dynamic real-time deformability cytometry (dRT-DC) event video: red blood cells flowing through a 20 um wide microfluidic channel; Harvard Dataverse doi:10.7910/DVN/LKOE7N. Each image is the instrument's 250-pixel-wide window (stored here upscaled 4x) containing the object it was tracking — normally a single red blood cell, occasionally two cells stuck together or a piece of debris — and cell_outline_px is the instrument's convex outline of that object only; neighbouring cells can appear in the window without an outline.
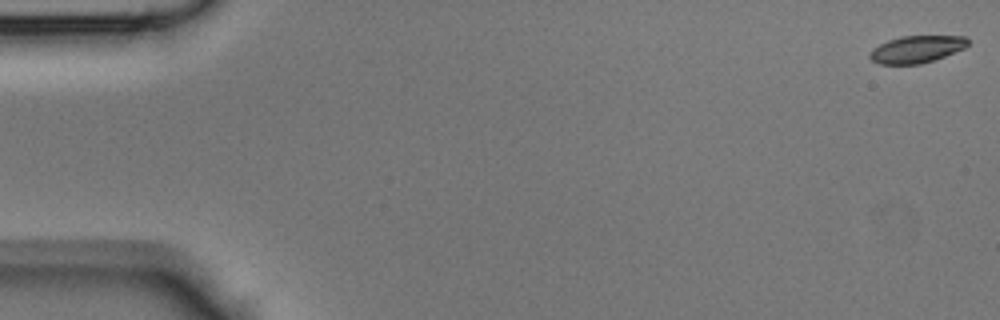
{"species": "Egyptian fruit bat (a non-hibernating species)", "species_latin": "Rousettus aegyptiacus", "temperature_condition": "room temperature", "stored_images_in_passage": 14, "camera_frame_rate_fps": 3000, "um_per_image_px": 0.085, "animal": {"sex": "male"}, "frame": {"image": 1, "passage_image": 1, "time_ms": 0.0, "image_size_px": [1000, 320], "cell_outline_px": [[968, 44], [964, 48], [944, 56], [920, 64], [880, 64], [872, 60], [868, 56], [872, 48], [888, 40], [900, 36], [964, 36], [968, 40]], "centroid_in_image_um": [77.87, 4.18], "position_along_channel_um": 7.1, "area_um2": 15.37}}
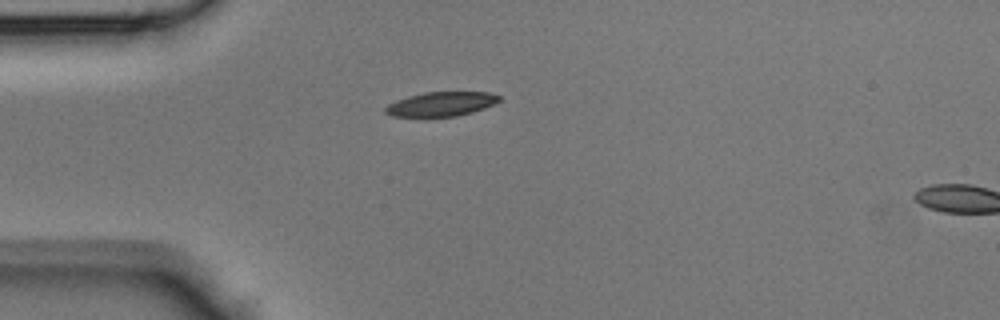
{"frame": {"image": 2, "passage_image": 12, "time_ms": 3.667, "image_size_px": [1000, 320], "cell_outline_px": [[500, 100], [496, 104], [472, 112], [456, 116], [392, 116], [384, 112], [384, 108], [388, 104], [396, 100], [408, 96], [424, 92], [488, 92], [500, 96]], "centroid_in_image_um": [37.5, 8.83], "position_along_channel_um": 47.5, "area_um2": 16.07}}